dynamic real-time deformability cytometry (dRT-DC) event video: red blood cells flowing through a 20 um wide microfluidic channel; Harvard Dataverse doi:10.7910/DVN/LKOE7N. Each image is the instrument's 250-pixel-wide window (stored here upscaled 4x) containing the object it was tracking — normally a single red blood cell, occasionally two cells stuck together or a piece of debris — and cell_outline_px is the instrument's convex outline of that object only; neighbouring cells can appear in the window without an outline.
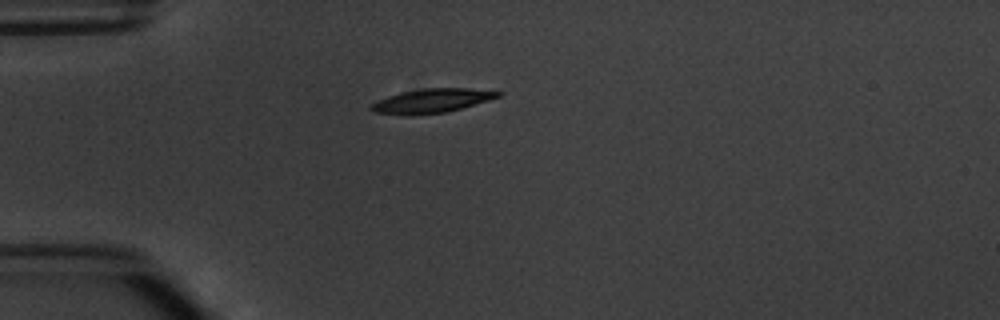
{"species": "common noctule bat (a hibernating species)", "species_latin": "Nyctalus noctula", "temperature_condition": "warm", "stored_images_in_passage": 2, "camera_frame_rate_fps": 3000, "um_per_image_px": 0.085, "animal": {"sex": "male", "body_mass_g": 20.1, "forearm_length_mm": 53.5}, "frame": {"image": 1, "passage_image": 1, "time_ms": 0.0, "image_size_px": [1000, 320], "cell_outline_px": [[504, 92], [500, 96], [488, 100], [448, 112], [412, 116], [408, 116], [376, 112], [368, 108], [376, 100], [400, 92], [420, 88], [468, 88]], "centroid_in_image_um": [36.66, 8.57], "position_along_channel_um": 48.3, "area_um2": 17.98}}